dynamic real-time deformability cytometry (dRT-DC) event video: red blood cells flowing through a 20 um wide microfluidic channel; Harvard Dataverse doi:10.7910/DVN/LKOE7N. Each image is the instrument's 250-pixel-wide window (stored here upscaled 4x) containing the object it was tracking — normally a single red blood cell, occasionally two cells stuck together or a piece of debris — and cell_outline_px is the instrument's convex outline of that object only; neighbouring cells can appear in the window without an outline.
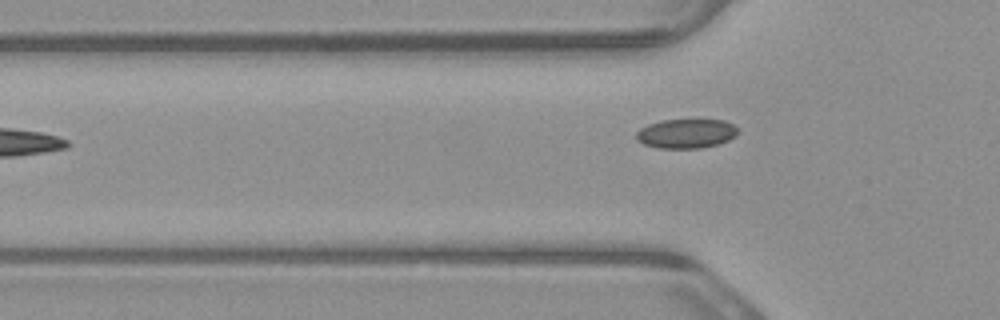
{"species": "common noctule bat (a hibernating species)", "species_latin": "Nyctalus noctula", "temperature_condition": "warm", "stored_images_in_passage": 4, "camera_frame_rate_fps": 3000, "um_per_image_px": 0.085, "animal": {"sex": "male", "body_mass_g": 23.1, "forearm_length_mm": 52.7}, "frame": {"image": 1, "passage_image": 4, "time_ms": 1.0, "image_size_px": [1000, 320], "cell_outline_px": [[736, 136], [728, 140], [716, 144], [700, 148], [660, 148], [644, 144], [636, 140], [636, 132], [640, 128], [648, 124], [660, 120], [724, 120], [732, 124], [736, 128]], "centroid_in_image_um": [58.28, 11.35], "position_along_channel_um": 67.5, "area_um2": 17.22}}